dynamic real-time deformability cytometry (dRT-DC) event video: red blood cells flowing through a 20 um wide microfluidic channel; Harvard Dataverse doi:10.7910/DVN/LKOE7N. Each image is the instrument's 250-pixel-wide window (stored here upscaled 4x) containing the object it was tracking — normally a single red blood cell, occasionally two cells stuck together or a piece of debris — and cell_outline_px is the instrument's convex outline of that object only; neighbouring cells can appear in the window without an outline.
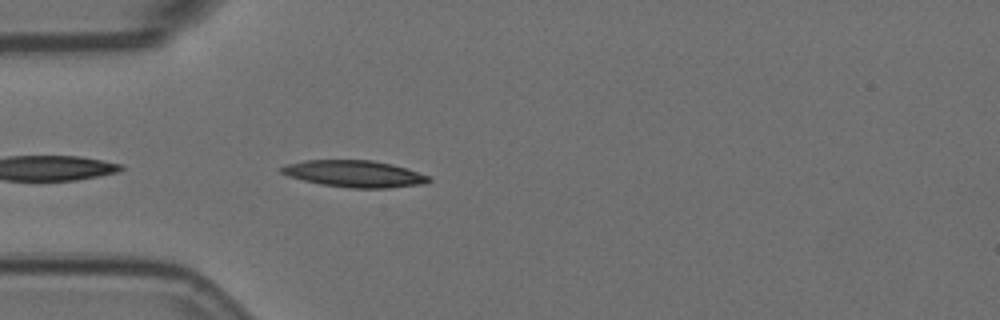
{"species": "Egyptian fruit bat (a non-hibernating species)", "species_latin": "Rousettus aegyptiacus", "temperature_condition": "room temperature", "stored_images_in_passage": 24, "camera_frame_rate_fps": 3000, "um_per_image_px": 0.085, "animal": {"sex": "female"}, "frame": {"image": 1, "passage_image": 2, "time_ms": 0.333, "image_size_px": [1000, 320], "cell_outline_px": [[432, 180], [428, 184], [388, 188], [348, 188], [320, 184], [288, 176], [280, 172], [280, 168], [288, 164], [304, 160], [372, 160], [392, 164], [428, 176]], "centroid_in_image_um": [30.14, 14.78], "position_along_channel_um": 54.9, "area_um2": 22.95}}
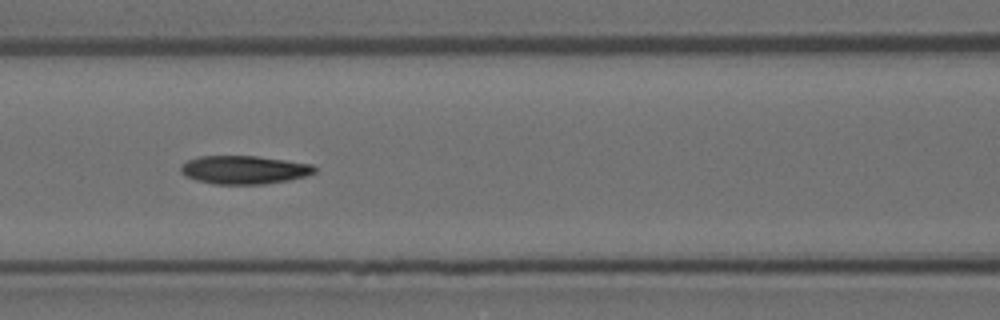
{"frame": {"image": 2, "passage_image": 10, "time_ms": 3.0, "image_size_px": [1000, 320], "cell_outline_px": [[316, 172], [304, 176], [288, 180], [264, 184], [216, 184], [196, 180], [184, 176], [180, 172], [180, 168], [188, 160], [200, 156], [256, 156], [312, 164], [316, 168]], "centroid_in_image_um": [20.73, 14.43], "position_along_channel_um": 145.9, "area_um2": 21.96}}
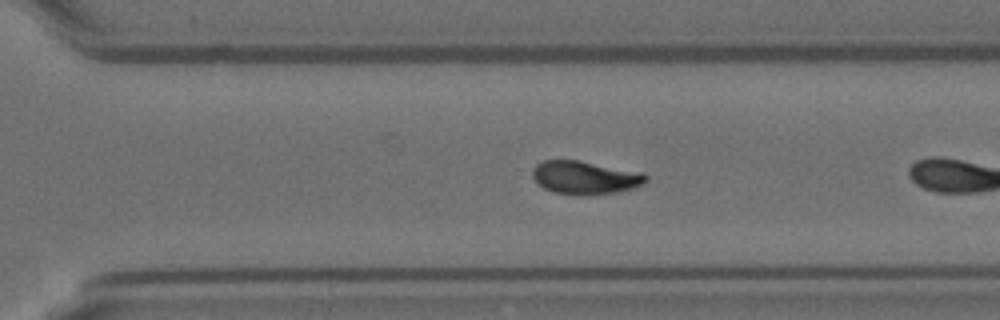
{"frame": {"image": 3, "passage_image": 22, "time_ms": 7.0, "image_size_px": [1000, 320], "cell_outline_px": [[648, 180], [644, 184], [632, 188], [616, 192], [580, 196], [552, 192], [544, 188], [532, 176], [532, 168], [536, 164], [544, 160], [580, 160], [644, 172], [648, 176]], "centroid_in_image_um": [49.76, 15.09], "position_along_channel_um": 320.8, "area_um2": 22.25}}